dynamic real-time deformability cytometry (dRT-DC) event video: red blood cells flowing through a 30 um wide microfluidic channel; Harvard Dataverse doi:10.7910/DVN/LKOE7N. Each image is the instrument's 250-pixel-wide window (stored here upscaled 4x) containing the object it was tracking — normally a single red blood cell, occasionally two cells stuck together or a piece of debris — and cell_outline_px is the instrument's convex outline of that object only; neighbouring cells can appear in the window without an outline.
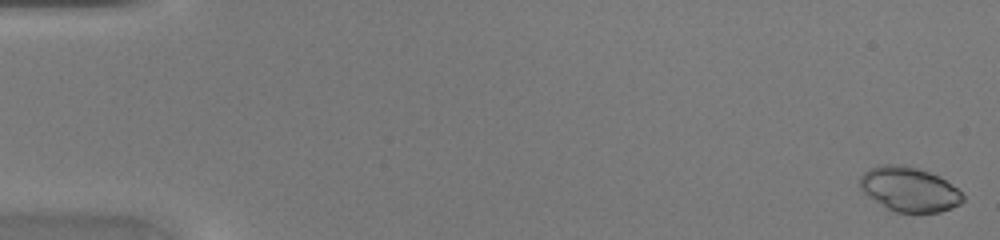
{"species": "common noctule bat (a hibernating species)", "species_latin": "Nyctalus noctula", "temperature_condition": "warm", "stored_images_in_passage": 47, "camera_frame_rate_fps": 3000, "um_per_image_px": 0.085, "animal": {"sex": "female", "body_mass_g": 20.0, "forearm_length_mm": 54.0}, "frame": {"image": 1, "passage_image": 1, "time_ms": 0.0, "image_size_px": [1000, 240], "cell_outline_px": [[964, 200], [960, 204], [952, 208], [940, 212], [896, 212], [888, 208], [868, 196], [860, 188], [860, 176], [864, 172], [880, 164], [904, 164], [940, 176], [956, 188], [964, 196]], "centroid_in_image_um": [77.29, 16.08], "position_along_channel_um": 7.7, "area_um2": 26.53}}
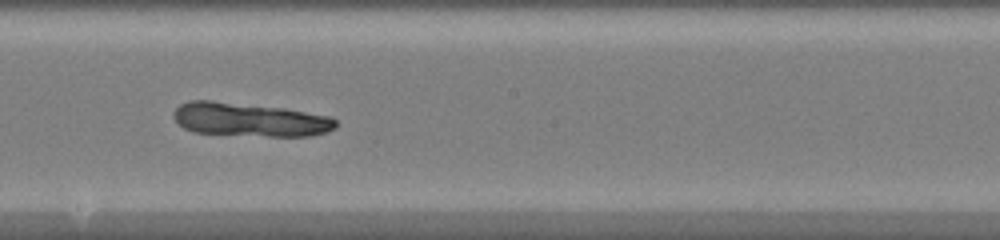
{"frame": {"image": 2, "passage_image": 27, "time_ms": 8.667, "image_size_px": [1000, 240], "cell_outline_px": [[336, 128], [328, 132], [312, 136], [268, 136], [192, 132], [184, 128], [172, 116], [172, 112], [180, 104], [188, 100], [212, 100], [284, 108], [332, 116], [336, 120]], "centroid_in_image_um": [21.24, 10.16], "position_along_channel_um": 227.0, "area_um2": 32.08}}
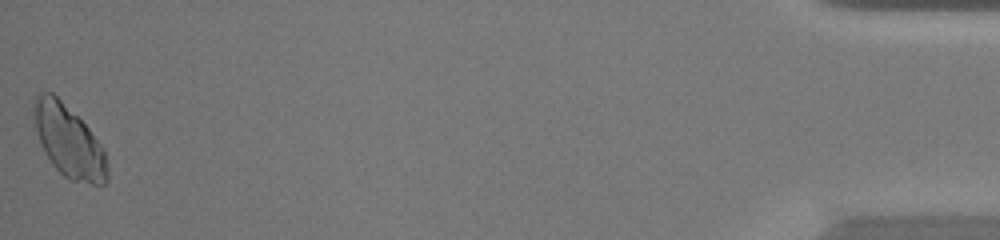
{"frame": {"image": 3, "passage_image": 47, "time_ms": 15.333, "image_size_px": [1000, 240], "cell_outline_px": [[108, 180], [104, 184], [92, 184], [72, 180], [64, 176], [52, 164], [40, 144], [36, 132], [36, 96], [40, 92], [52, 92], [88, 128], [104, 148], [108, 168]], "centroid_in_image_um": [5.89, 12.07], "position_along_channel_um": 429.3, "area_um2": 30.06}}